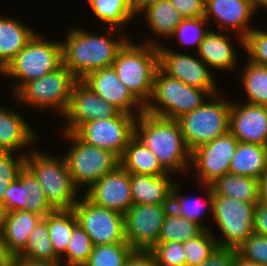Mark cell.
I'll return each mask as SVG.
<instances>
[{"instance_id":"f35d334b","label":"cell","mask_w":267,"mask_h":266,"mask_svg":"<svg viewBox=\"0 0 267 266\" xmlns=\"http://www.w3.org/2000/svg\"><path fill=\"white\" fill-rule=\"evenodd\" d=\"M92 248L93 244L89 235L78 224L68 241L65 254L60 258L61 266H84L89 259Z\"/></svg>"},{"instance_id":"cb8c5ba5","label":"cell","mask_w":267,"mask_h":266,"mask_svg":"<svg viewBox=\"0 0 267 266\" xmlns=\"http://www.w3.org/2000/svg\"><path fill=\"white\" fill-rule=\"evenodd\" d=\"M173 174L160 176L130 174L133 205L170 204L176 180Z\"/></svg>"},{"instance_id":"db71d44e","label":"cell","mask_w":267,"mask_h":266,"mask_svg":"<svg viewBox=\"0 0 267 266\" xmlns=\"http://www.w3.org/2000/svg\"><path fill=\"white\" fill-rule=\"evenodd\" d=\"M15 179H0V201L3 202V198L6 190L9 188V185Z\"/></svg>"},{"instance_id":"7c38bea8","label":"cell","mask_w":267,"mask_h":266,"mask_svg":"<svg viewBox=\"0 0 267 266\" xmlns=\"http://www.w3.org/2000/svg\"><path fill=\"white\" fill-rule=\"evenodd\" d=\"M136 116L119 112L115 117L82 124L74 134L84 143L108 149L121 157L134 136Z\"/></svg>"},{"instance_id":"816d5d0a","label":"cell","mask_w":267,"mask_h":266,"mask_svg":"<svg viewBox=\"0 0 267 266\" xmlns=\"http://www.w3.org/2000/svg\"><path fill=\"white\" fill-rule=\"evenodd\" d=\"M130 7L135 16H139V13L143 11L149 5L157 2L158 0H129Z\"/></svg>"},{"instance_id":"52a82bcc","label":"cell","mask_w":267,"mask_h":266,"mask_svg":"<svg viewBox=\"0 0 267 266\" xmlns=\"http://www.w3.org/2000/svg\"><path fill=\"white\" fill-rule=\"evenodd\" d=\"M35 33L25 47L0 73L2 77L14 79L11 86L13 96L25 83L41 78L62 65L61 41H48Z\"/></svg>"},{"instance_id":"484cf974","label":"cell","mask_w":267,"mask_h":266,"mask_svg":"<svg viewBox=\"0 0 267 266\" xmlns=\"http://www.w3.org/2000/svg\"><path fill=\"white\" fill-rule=\"evenodd\" d=\"M35 33L36 30L20 19L0 14V73Z\"/></svg>"},{"instance_id":"f546056e","label":"cell","mask_w":267,"mask_h":266,"mask_svg":"<svg viewBox=\"0 0 267 266\" xmlns=\"http://www.w3.org/2000/svg\"><path fill=\"white\" fill-rule=\"evenodd\" d=\"M267 171V146L238 142L229 173L260 179Z\"/></svg>"},{"instance_id":"3957f363","label":"cell","mask_w":267,"mask_h":266,"mask_svg":"<svg viewBox=\"0 0 267 266\" xmlns=\"http://www.w3.org/2000/svg\"><path fill=\"white\" fill-rule=\"evenodd\" d=\"M130 38L116 54L112 67L131 94L145 107L152 96L159 68L158 47L132 42Z\"/></svg>"},{"instance_id":"b9f144b4","label":"cell","mask_w":267,"mask_h":266,"mask_svg":"<svg viewBox=\"0 0 267 266\" xmlns=\"http://www.w3.org/2000/svg\"><path fill=\"white\" fill-rule=\"evenodd\" d=\"M149 251L159 266H186L182 242H158Z\"/></svg>"},{"instance_id":"30bf717a","label":"cell","mask_w":267,"mask_h":266,"mask_svg":"<svg viewBox=\"0 0 267 266\" xmlns=\"http://www.w3.org/2000/svg\"><path fill=\"white\" fill-rule=\"evenodd\" d=\"M254 204L223 196H213L212 224L222 236H215L220 248L237 249L253 232ZM220 237V238H219Z\"/></svg>"},{"instance_id":"f6af8a7d","label":"cell","mask_w":267,"mask_h":266,"mask_svg":"<svg viewBox=\"0 0 267 266\" xmlns=\"http://www.w3.org/2000/svg\"><path fill=\"white\" fill-rule=\"evenodd\" d=\"M183 18L204 17L205 0H170Z\"/></svg>"},{"instance_id":"44dd1931","label":"cell","mask_w":267,"mask_h":266,"mask_svg":"<svg viewBox=\"0 0 267 266\" xmlns=\"http://www.w3.org/2000/svg\"><path fill=\"white\" fill-rule=\"evenodd\" d=\"M229 132L238 142L267 146V106L232 101Z\"/></svg>"},{"instance_id":"2e32d148","label":"cell","mask_w":267,"mask_h":266,"mask_svg":"<svg viewBox=\"0 0 267 266\" xmlns=\"http://www.w3.org/2000/svg\"><path fill=\"white\" fill-rule=\"evenodd\" d=\"M120 111L98 96L82 80L73 86L67 111L62 116L60 132L74 133L82 124L95 120L115 117ZM65 126V127H64Z\"/></svg>"},{"instance_id":"c3c4849f","label":"cell","mask_w":267,"mask_h":266,"mask_svg":"<svg viewBox=\"0 0 267 266\" xmlns=\"http://www.w3.org/2000/svg\"><path fill=\"white\" fill-rule=\"evenodd\" d=\"M124 266H159L150 251L134 250Z\"/></svg>"},{"instance_id":"e0dca14e","label":"cell","mask_w":267,"mask_h":266,"mask_svg":"<svg viewBox=\"0 0 267 266\" xmlns=\"http://www.w3.org/2000/svg\"><path fill=\"white\" fill-rule=\"evenodd\" d=\"M255 12L258 13L248 0H205L204 18L209 26L215 21V27L233 33L234 40H243L253 29L250 25Z\"/></svg>"},{"instance_id":"ba28073f","label":"cell","mask_w":267,"mask_h":266,"mask_svg":"<svg viewBox=\"0 0 267 266\" xmlns=\"http://www.w3.org/2000/svg\"><path fill=\"white\" fill-rule=\"evenodd\" d=\"M209 96L206 90L189 86L158 68L154 76L152 96L144 107V112L176 120L199 108Z\"/></svg>"},{"instance_id":"603a6c76","label":"cell","mask_w":267,"mask_h":266,"mask_svg":"<svg viewBox=\"0 0 267 266\" xmlns=\"http://www.w3.org/2000/svg\"><path fill=\"white\" fill-rule=\"evenodd\" d=\"M22 115L0 104V151L26 155L37 145L38 134Z\"/></svg>"},{"instance_id":"8d00e7d4","label":"cell","mask_w":267,"mask_h":266,"mask_svg":"<svg viewBox=\"0 0 267 266\" xmlns=\"http://www.w3.org/2000/svg\"><path fill=\"white\" fill-rule=\"evenodd\" d=\"M209 29V23L204 17L183 18L174 30L170 40L175 39L181 48L195 47L194 51H198L200 43Z\"/></svg>"},{"instance_id":"ab89813d","label":"cell","mask_w":267,"mask_h":266,"mask_svg":"<svg viewBox=\"0 0 267 266\" xmlns=\"http://www.w3.org/2000/svg\"><path fill=\"white\" fill-rule=\"evenodd\" d=\"M212 232L206 229L197 237L183 242L186 266H199L216 250L218 246Z\"/></svg>"},{"instance_id":"ee69618b","label":"cell","mask_w":267,"mask_h":266,"mask_svg":"<svg viewBox=\"0 0 267 266\" xmlns=\"http://www.w3.org/2000/svg\"><path fill=\"white\" fill-rule=\"evenodd\" d=\"M25 156L17 152L0 151V179H16L25 167Z\"/></svg>"},{"instance_id":"d6a6232c","label":"cell","mask_w":267,"mask_h":266,"mask_svg":"<svg viewBox=\"0 0 267 266\" xmlns=\"http://www.w3.org/2000/svg\"><path fill=\"white\" fill-rule=\"evenodd\" d=\"M239 74L245 97L242 102L267 106V67L246 60Z\"/></svg>"},{"instance_id":"e575fe53","label":"cell","mask_w":267,"mask_h":266,"mask_svg":"<svg viewBox=\"0 0 267 266\" xmlns=\"http://www.w3.org/2000/svg\"><path fill=\"white\" fill-rule=\"evenodd\" d=\"M78 221L73 210H55L48 214V230L55 254L61 258L66 251Z\"/></svg>"},{"instance_id":"7dc6e473","label":"cell","mask_w":267,"mask_h":266,"mask_svg":"<svg viewBox=\"0 0 267 266\" xmlns=\"http://www.w3.org/2000/svg\"><path fill=\"white\" fill-rule=\"evenodd\" d=\"M253 232L267 237V205L258 203L255 206Z\"/></svg>"},{"instance_id":"4316f807","label":"cell","mask_w":267,"mask_h":266,"mask_svg":"<svg viewBox=\"0 0 267 266\" xmlns=\"http://www.w3.org/2000/svg\"><path fill=\"white\" fill-rule=\"evenodd\" d=\"M182 182L176 181L174 187L172 188L171 194V202L170 206L173 211H175L181 217H185L188 220L197 222L201 225L205 230H210L209 223L206 225L204 221V217L206 213L209 211L210 217L212 216V207H213V192L210 185H198L199 189H204V196L201 199L198 197L194 199V197H189V195L185 196L182 192L183 186ZM182 188V189H181ZM204 197L206 200H204ZM208 210V211H207ZM211 212V213H210Z\"/></svg>"},{"instance_id":"ffe728a7","label":"cell","mask_w":267,"mask_h":266,"mask_svg":"<svg viewBox=\"0 0 267 266\" xmlns=\"http://www.w3.org/2000/svg\"><path fill=\"white\" fill-rule=\"evenodd\" d=\"M82 81L120 112L136 117L144 112V106L119 79L112 66L93 71Z\"/></svg>"},{"instance_id":"74e56055","label":"cell","mask_w":267,"mask_h":266,"mask_svg":"<svg viewBox=\"0 0 267 266\" xmlns=\"http://www.w3.org/2000/svg\"><path fill=\"white\" fill-rule=\"evenodd\" d=\"M133 251L128 243L95 245L84 266H124Z\"/></svg>"},{"instance_id":"f1b7e54d","label":"cell","mask_w":267,"mask_h":266,"mask_svg":"<svg viewBox=\"0 0 267 266\" xmlns=\"http://www.w3.org/2000/svg\"><path fill=\"white\" fill-rule=\"evenodd\" d=\"M120 165L130 174L160 176L168 173L157 156L133 136L120 157Z\"/></svg>"},{"instance_id":"9f6ffc18","label":"cell","mask_w":267,"mask_h":266,"mask_svg":"<svg viewBox=\"0 0 267 266\" xmlns=\"http://www.w3.org/2000/svg\"><path fill=\"white\" fill-rule=\"evenodd\" d=\"M235 266H263L258 263L247 261L241 258L238 254L236 256Z\"/></svg>"},{"instance_id":"f907efd6","label":"cell","mask_w":267,"mask_h":266,"mask_svg":"<svg viewBox=\"0 0 267 266\" xmlns=\"http://www.w3.org/2000/svg\"><path fill=\"white\" fill-rule=\"evenodd\" d=\"M14 255L3 242L0 236V266H11Z\"/></svg>"},{"instance_id":"ac0fdd59","label":"cell","mask_w":267,"mask_h":266,"mask_svg":"<svg viewBox=\"0 0 267 266\" xmlns=\"http://www.w3.org/2000/svg\"><path fill=\"white\" fill-rule=\"evenodd\" d=\"M94 204L125 214L132 206L130 173L121 165L83 193Z\"/></svg>"},{"instance_id":"7a4b0ae2","label":"cell","mask_w":267,"mask_h":266,"mask_svg":"<svg viewBox=\"0 0 267 266\" xmlns=\"http://www.w3.org/2000/svg\"><path fill=\"white\" fill-rule=\"evenodd\" d=\"M134 136L157 156L168 173L180 172L188 176L191 152L186 147L177 120L143 112L136 117Z\"/></svg>"},{"instance_id":"6da1fadb","label":"cell","mask_w":267,"mask_h":266,"mask_svg":"<svg viewBox=\"0 0 267 266\" xmlns=\"http://www.w3.org/2000/svg\"><path fill=\"white\" fill-rule=\"evenodd\" d=\"M105 28L104 32L97 34L72 26L65 33L66 37L61 41L62 64L78 80H83L93 71L111 67L117 52L130 38L123 32L125 30Z\"/></svg>"},{"instance_id":"9a60e30c","label":"cell","mask_w":267,"mask_h":266,"mask_svg":"<svg viewBox=\"0 0 267 266\" xmlns=\"http://www.w3.org/2000/svg\"><path fill=\"white\" fill-rule=\"evenodd\" d=\"M170 204L133 205L124 214L126 242L134 250L149 251L158 243L161 226Z\"/></svg>"},{"instance_id":"7bdbcfd3","label":"cell","mask_w":267,"mask_h":266,"mask_svg":"<svg viewBox=\"0 0 267 266\" xmlns=\"http://www.w3.org/2000/svg\"><path fill=\"white\" fill-rule=\"evenodd\" d=\"M238 255L250 262L267 266V237L253 233L237 249Z\"/></svg>"},{"instance_id":"f5cc1de1","label":"cell","mask_w":267,"mask_h":266,"mask_svg":"<svg viewBox=\"0 0 267 266\" xmlns=\"http://www.w3.org/2000/svg\"><path fill=\"white\" fill-rule=\"evenodd\" d=\"M259 203L267 205V171L258 179Z\"/></svg>"},{"instance_id":"83f0119b","label":"cell","mask_w":267,"mask_h":266,"mask_svg":"<svg viewBox=\"0 0 267 266\" xmlns=\"http://www.w3.org/2000/svg\"><path fill=\"white\" fill-rule=\"evenodd\" d=\"M42 218L36 213L24 210L7 213L0 236L14 256H18L25 249L31 231Z\"/></svg>"},{"instance_id":"8fae6325","label":"cell","mask_w":267,"mask_h":266,"mask_svg":"<svg viewBox=\"0 0 267 266\" xmlns=\"http://www.w3.org/2000/svg\"><path fill=\"white\" fill-rule=\"evenodd\" d=\"M72 210L78 224L89 235L93 246L127 243L124 234V214L100 207L84 194L80 195Z\"/></svg>"},{"instance_id":"1f68e13d","label":"cell","mask_w":267,"mask_h":266,"mask_svg":"<svg viewBox=\"0 0 267 266\" xmlns=\"http://www.w3.org/2000/svg\"><path fill=\"white\" fill-rule=\"evenodd\" d=\"M87 4L94 18L107 27L123 30L131 21L137 19L131 10L129 0H87Z\"/></svg>"},{"instance_id":"4fadbf2b","label":"cell","mask_w":267,"mask_h":266,"mask_svg":"<svg viewBox=\"0 0 267 266\" xmlns=\"http://www.w3.org/2000/svg\"><path fill=\"white\" fill-rule=\"evenodd\" d=\"M237 139L227 132L191 152L190 171L196 176L197 185H210L229 173L230 162L235 154Z\"/></svg>"},{"instance_id":"5bb4252c","label":"cell","mask_w":267,"mask_h":266,"mask_svg":"<svg viewBox=\"0 0 267 266\" xmlns=\"http://www.w3.org/2000/svg\"><path fill=\"white\" fill-rule=\"evenodd\" d=\"M175 52L161 44L158 47L159 68L168 76L178 79L185 84L206 90L210 95L221 91L216 85L215 73L209 69L205 62L196 55ZM214 75V76H213Z\"/></svg>"},{"instance_id":"60d3db41","label":"cell","mask_w":267,"mask_h":266,"mask_svg":"<svg viewBox=\"0 0 267 266\" xmlns=\"http://www.w3.org/2000/svg\"><path fill=\"white\" fill-rule=\"evenodd\" d=\"M246 52L247 61L267 67V28H253L244 38L241 47Z\"/></svg>"},{"instance_id":"8992f818","label":"cell","mask_w":267,"mask_h":266,"mask_svg":"<svg viewBox=\"0 0 267 266\" xmlns=\"http://www.w3.org/2000/svg\"><path fill=\"white\" fill-rule=\"evenodd\" d=\"M223 93L210 95L199 108L176 119L190 152L229 132L232 100Z\"/></svg>"},{"instance_id":"836d02e7","label":"cell","mask_w":267,"mask_h":266,"mask_svg":"<svg viewBox=\"0 0 267 266\" xmlns=\"http://www.w3.org/2000/svg\"><path fill=\"white\" fill-rule=\"evenodd\" d=\"M18 256L35 261L60 263V258L55 254L50 240L48 215L31 231L25 249Z\"/></svg>"},{"instance_id":"d590c367","label":"cell","mask_w":267,"mask_h":266,"mask_svg":"<svg viewBox=\"0 0 267 266\" xmlns=\"http://www.w3.org/2000/svg\"><path fill=\"white\" fill-rule=\"evenodd\" d=\"M205 229L197 222L181 217L171 208L161 226L158 242H186L200 235Z\"/></svg>"},{"instance_id":"11a10c76","label":"cell","mask_w":267,"mask_h":266,"mask_svg":"<svg viewBox=\"0 0 267 266\" xmlns=\"http://www.w3.org/2000/svg\"><path fill=\"white\" fill-rule=\"evenodd\" d=\"M7 213L8 212L5 210L3 202L0 201V235L2 234L4 229Z\"/></svg>"},{"instance_id":"4dcf8cb0","label":"cell","mask_w":267,"mask_h":266,"mask_svg":"<svg viewBox=\"0 0 267 266\" xmlns=\"http://www.w3.org/2000/svg\"><path fill=\"white\" fill-rule=\"evenodd\" d=\"M210 187L213 196H223L248 204L259 203L258 179L227 173L216 179Z\"/></svg>"},{"instance_id":"d6986e66","label":"cell","mask_w":267,"mask_h":266,"mask_svg":"<svg viewBox=\"0 0 267 266\" xmlns=\"http://www.w3.org/2000/svg\"><path fill=\"white\" fill-rule=\"evenodd\" d=\"M3 205L7 212L24 210L43 218L55 211L48 203L42 186L26 167L9 185L3 198Z\"/></svg>"},{"instance_id":"6f0895ef","label":"cell","mask_w":267,"mask_h":266,"mask_svg":"<svg viewBox=\"0 0 267 266\" xmlns=\"http://www.w3.org/2000/svg\"><path fill=\"white\" fill-rule=\"evenodd\" d=\"M249 3L258 11L260 8L267 11V0H248Z\"/></svg>"},{"instance_id":"7402d4cb","label":"cell","mask_w":267,"mask_h":266,"mask_svg":"<svg viewBox=\"0 0 267 266\" xmlns=\"http://www.w3.org/2000/svg\"><path fill=\"white\" fill-rule=\"evenodd\" d=\"M218 29H209L200 43L199 49L196 52L198 57L202 59L205 64L212 71L236 72L239 70V59L237 56V50L235 43H240V47L243 46V40L234 41L232 45V33H223V31H217ZM227 34V35H226ZM229 35V36H228Z\"/></svg>"},{"instance_id":"277c9868","label":"cell","mask_w":267,"mask_h":266,"mask_svg":"<svg viewBox=\"0 0 267 266\" xmlns=\"http://www.w3.org/2000/svg\"><path fill=\"white\" fill-rule=\"evenodd\" d=\"M38 148L36 145L26 154L25 167L38 180L55 210H71L83 191L74 185L64 156H52Z\"/></svg>"},{"instance_id":"5b68a950","label":"cell","mask_w":267,"mask_h":266,"mask_svg":"<svg viewBox=\"0 0 267 266\" xmlns=\"http://www.w3.org/2000/svg\"><path fill=\"white\" fill-rule=\"evenodd\" d=\"M77 81L71 71L62 64L53 72L25 83L13 95V99L15 104H22L26 109L41 111L42 114L53 111L62 117L67 111L73 86Z\"/></svg>"},{"instance_id":"bcb514c9","label":"cell","mask_w":267,"mask_h":266,"mask_svg":"<svg viewBox=\"0 0 267 266\" xmlns=\"http://www.w3.org/2000/svg\"><path fill=\"white\" fill-rule=\"evenodd\" d=\"M237 254L235 249L217 247L210 257L199 266H235Z\"/></svg>"},{"instance_id":"681fc988","label":"cell","mask_w":267,"mask_h":266,"mask_svg":"<svg viewBox=\"0 0 267 266\" xmlns=\"http://www.w3.org/2000/svg\"><path fill=\"white\" fill-rule=\"evenodd\" d=\"M11 266H61L60 263L35 261L20 256H14Z\"/></svg>"},{"instance_id":"d4e9b609","label":"cell","mask_w":267,"mask_h":266,"mask_svg":"<svg viewBox=\"0 0 267 266\" xmlns=\"http://www.w3.org/2000/svg\"><path fill=\"white\" fill-rule=\"evenodd\" d=\"M143 14L145 17V22L151 33L156 38L144 37L141 41L142 43L159 47L162 43L159 44L157 40L159 37L161 38H169L172 36L174 30L181 23L183 17L180 13L174 8L171 4L170 0H158L157 2L149 5L143 11L139 13ZM146 38V39H145Z\"/></svg>"},{"instance_id":"9c48e42d","label":"cell","mask_w":267,"mask_h":266,"mask_svg":"<svg viewBox=\"0 0 267 266\" xmlns=\"http://www.w3.org/2000/svg\"><path fill=\"white\" fill-rule=\"evenodd\" d=\"M61 135L62 139H68L67 142L71 143L67 152L62 155L73 183L79 191L84 190L83 192H85L97 180L120 165V157L114 152L90 146L71 132H61Z\"/></svg>"}]
</instances>
